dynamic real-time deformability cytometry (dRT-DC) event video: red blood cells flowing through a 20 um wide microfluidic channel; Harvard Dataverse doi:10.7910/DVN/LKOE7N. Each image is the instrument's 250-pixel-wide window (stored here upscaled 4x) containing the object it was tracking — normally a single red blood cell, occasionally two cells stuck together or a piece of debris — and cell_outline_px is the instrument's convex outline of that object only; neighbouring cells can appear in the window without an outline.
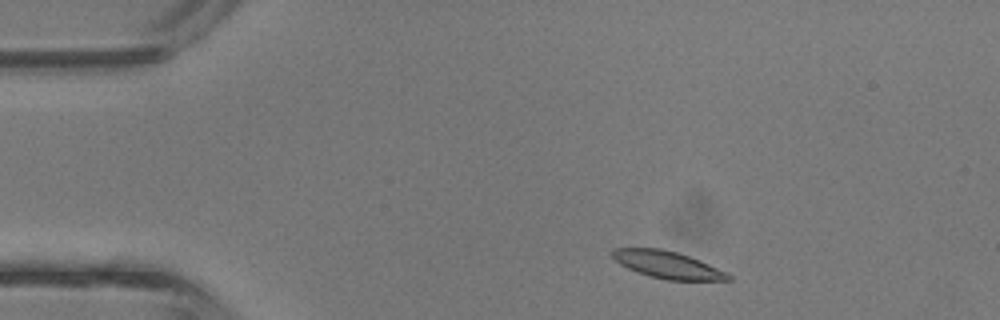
{"species": "common noctule bat (a hibernating species)", "species_latin": "Nyctalus noctula", "temperature_condition": "room temperature", "stored_images_in_passage": 3, "camera_frame_rate_fps": 3000, "um_per_image_px": 0.085, "animal": {"sex": "male", "body_mass_g": 13.3}, "frame": {"image": 1, "passage_image": 1, "time_ms": 0.0, "image_size_px": [1000, 320], "cell_outline_px": [[732, 280], [668, 280], [648, 276], [628, 268], [620, 264], [612, 256], [612, 248], [660, 248], [676, 252], [700, 260], [732, 276]], "centroid_in_image_um": [56.71, 22.5], "position_along_channel_um": 28.3, "area_um2": 18.09}}
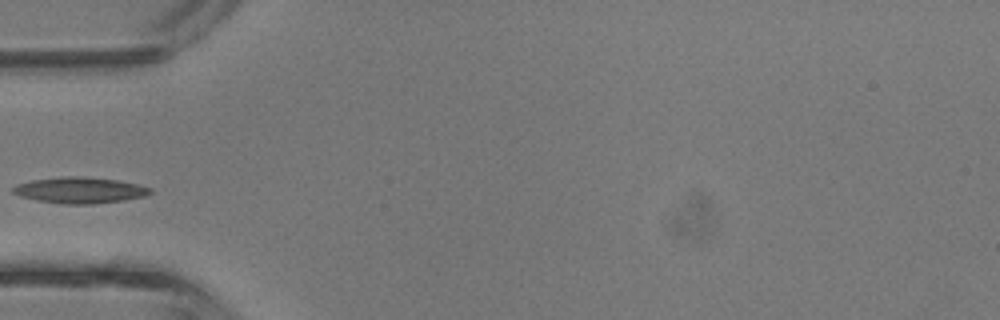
{"frame": {"image": 2, "passage_image": 3, "time_ms": 0.667, "image_size_px": [1000, 320], "cell_outline_px": [[152, 192], [144, 196], [124, 200], [92, 204], [64, 204], [36, 200], [20, 196], [12, 192], [12, 188], [16, 184], [32, 180], [60, 176], [76, 176], [116, 180], [136, 184], [152, 188]], "centroid_in_image_um": [6.75, 16.17], "position_along_channel_um": 78.3, "area_um2": 20.75}}